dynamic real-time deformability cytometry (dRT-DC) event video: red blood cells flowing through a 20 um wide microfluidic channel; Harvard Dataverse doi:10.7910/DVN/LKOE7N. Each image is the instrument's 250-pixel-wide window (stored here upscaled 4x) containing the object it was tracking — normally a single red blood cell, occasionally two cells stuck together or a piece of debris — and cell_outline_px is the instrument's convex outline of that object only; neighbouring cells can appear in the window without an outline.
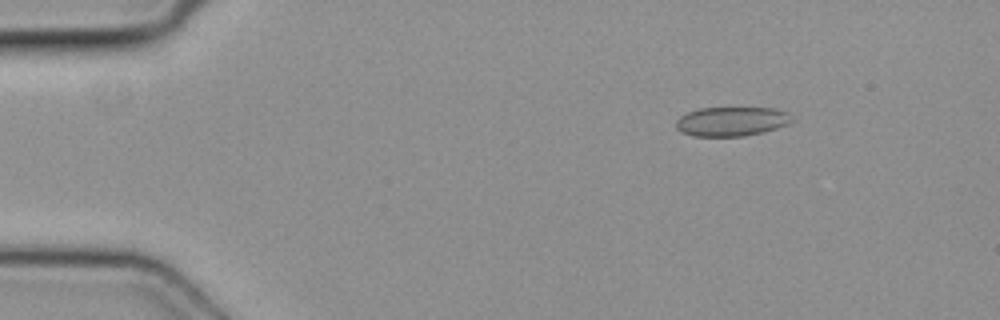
{"species": "common noctule bat (a hibernating species)", "species_latin": "Nyctalus noctula", "temperature_condition": "cold", "stored_images_in_passage": 5, "camera_frame_rate_fps": 3000, "um_per_image_px": 0.085, "animal": {"sex": "female", "body_mass_g": 19.3, "forearm_length_mm": 54.1}, "frame": {"image": 1, "passage_image": 2, "time_ms": 0.333, "image_size_px": [1000, 320], "cell_outline_px": [[792, 120], [788, 124], [764, 132], [744, 136], [692, 136], [680, 132], [676, 128], [676, 120], [680, 116], [688, 112], [700, 108], [772, 108], [788, 112]], "centroid_in_image_um": [62.15, 10.33], "position_along_channel_um": 22.8, "area_um2": 19.77}}